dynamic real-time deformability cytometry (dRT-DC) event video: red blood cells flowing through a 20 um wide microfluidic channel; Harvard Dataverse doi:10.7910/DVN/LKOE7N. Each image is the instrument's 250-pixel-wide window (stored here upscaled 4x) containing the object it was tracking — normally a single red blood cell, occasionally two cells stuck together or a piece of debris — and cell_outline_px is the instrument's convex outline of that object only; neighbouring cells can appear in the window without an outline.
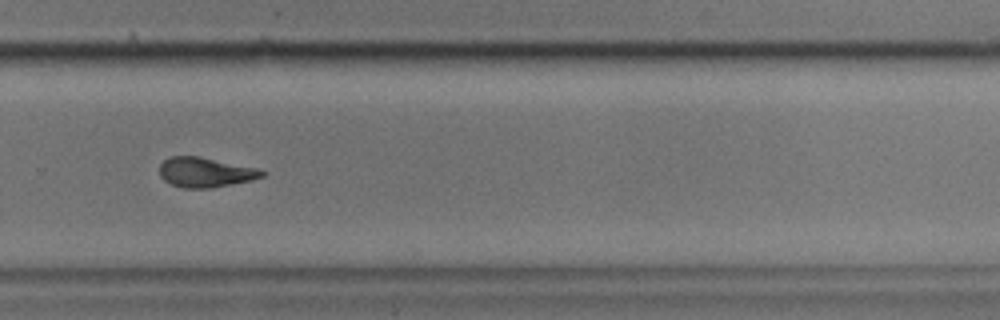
{"species": "common noctule bat (a hibernating species)", "species_latin": "Nyctalus noctula", "temperature_condition": "cold", "stored_images_in_passage": 46, "camera_frame_rate_fps": 3000, "um_per_image_px": 0.085, "animal": {"sex": "male", "body_mass_g": 17.9}, "frame": {"image": 1, "passage_image": 27, "time_ms": 8.667, "image_size_px": [1000, 320], "cell_outline_px": [[268, 172], [264, 176], [252, 180], [212, 188], [184, 188], [172, 184], [164, 180], [160, 176], [160, 164], [168, 156], [200, 156], [256, 168]], "centroid_in_image_um": [17.46, 14.64], "position_along_channel_um": 312.3, "area_um2": 17.86}, "authors_computed_cell_mechanics": {"area_um2": 18.3804, "velocity_mm_per_s": 3.4829, "shape_relaxation_time_tau1_ms": null, "shape_relaxation_time_tau2_ms": 5.0773, "deformation_change_tau1": null, "deformation_change_tau2": 0.1349}}